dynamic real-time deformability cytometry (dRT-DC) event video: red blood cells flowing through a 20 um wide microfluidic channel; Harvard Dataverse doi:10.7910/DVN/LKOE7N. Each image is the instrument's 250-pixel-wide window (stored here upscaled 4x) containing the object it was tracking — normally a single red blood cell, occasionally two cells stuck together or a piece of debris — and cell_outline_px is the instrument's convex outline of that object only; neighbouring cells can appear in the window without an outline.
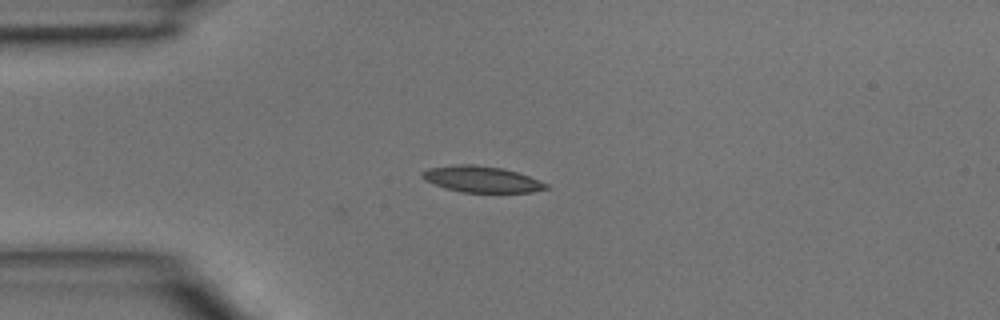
{"species": "common noctule bat (a hibernating species)", "species_latin": "Nyctalus noctula", "temperature_condition": "room temperature", "stored_images_in_passage": 4, "camera_frame_rate_fps": 3000, "um_per_image_px": 0.085, "animal": {"sex": "male", "body_mass_g": 15.6}, "frame": {"image": 1, "passage_image": 1, "time_ms": 0.0, "image_size_px": [1000, 320], "cell_outline_px": [[548, 188], [532, 192], [464, 192], [448, 188], [424, 180], [420, 176], [420, 172], [428, 168], [460, 164], [472, 164], [500, 168], [516, 172], [528, 176], [548, 184]], "centroid_in_image_um": [40.91, 15.23], "position_along_channel_um": 44.1, "area_um2": 18.55}}